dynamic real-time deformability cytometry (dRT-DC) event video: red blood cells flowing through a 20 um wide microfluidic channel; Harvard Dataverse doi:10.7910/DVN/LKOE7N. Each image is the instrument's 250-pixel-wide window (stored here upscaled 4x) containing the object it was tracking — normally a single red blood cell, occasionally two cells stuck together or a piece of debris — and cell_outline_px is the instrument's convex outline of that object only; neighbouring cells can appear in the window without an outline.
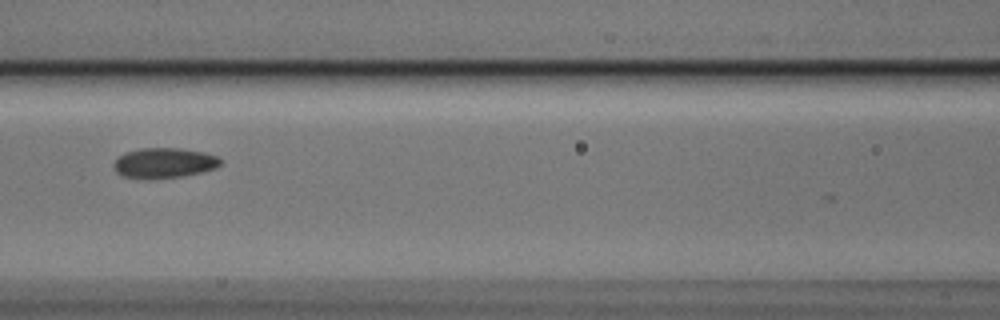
{"species": "Egyptian fruit bat (a non-hibernating species)", "species_latin": "Rousettus aegyptiacus", "temperature_condition": "cold", "stored_images_in_passage": 5, "camera_frame_rate_fps": 3000, "um_per_image_px": 0.085, "animal": {"sex": "male"}, "frame": {"image": 1, "passage_image": 4, "time_ms": 1.0, "image_size_px": [1000, 320], "cell_outline_px": [[220, 164], [216, 168], [200, 172], [180, 176], [124, 176], [116, 172], [112, 164], [124, 152], [140, 148], [180, 148], [204, 152], [216, 156], [220, 160]], "centroid_in_image_um": [13.96, 13.8], "position_along_channel_um": 152.6, "area_um2": 17.98}}